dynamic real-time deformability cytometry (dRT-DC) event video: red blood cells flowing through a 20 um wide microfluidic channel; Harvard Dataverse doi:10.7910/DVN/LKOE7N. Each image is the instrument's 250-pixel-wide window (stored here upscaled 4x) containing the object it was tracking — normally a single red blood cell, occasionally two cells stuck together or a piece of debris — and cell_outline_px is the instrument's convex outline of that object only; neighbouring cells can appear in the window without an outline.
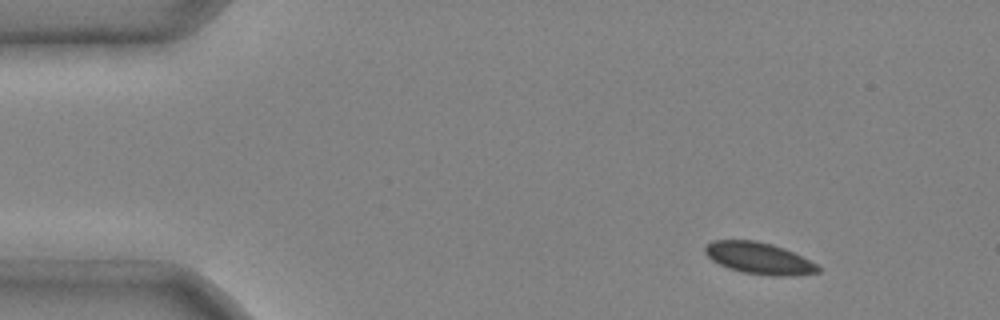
{"species": "common noctule bat (a hibernating species)", "species_latin": "Nyctalus noctula", "temperature_condition": "cold", "stored_images_in_passage": 4, "camera_frame_rate_fps": 3000, "um_per_image_px": 0.085, "animal": {"sex": "male", "body_mass_g": 20.4}, "frame": {"image": 1, "passage_image": 1, "time_ms": 0.0, "image_size_px": [1000, 320], "cell_outline_px": [[820, 272], [792, 276], [772, 276], [744, 272], [728, 268], [712, 260], [704, 252], [704, 248], [712, 240], [756, 240], [772, 244], [784, 248], [816, 264], [820, 268]], "centroid_in_image_um": [64.5, 21.95], "position_along_channel_um": 20.5, "area_um2": 20.69}}
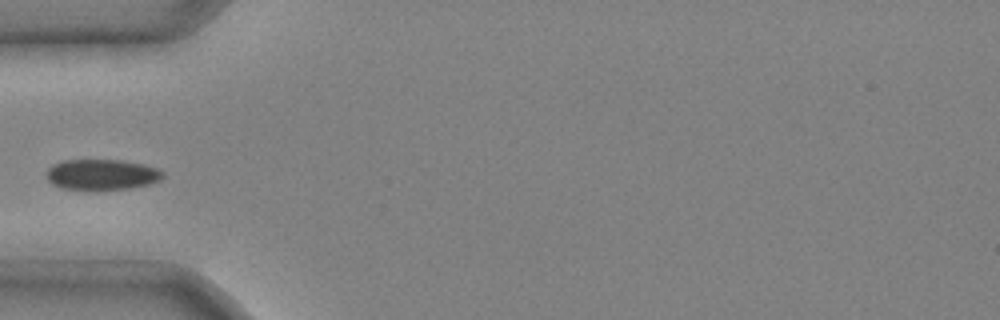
{"frame": {"image": 2, "passage_image": 4, "time_ms": 1.0, "image_size_px": [1000, 320], "cell_outline_px": [[164, 176], [160, 180], [148, 184], [128, 188], [96, 192], [60, 188], [52, 184], [48, 180], [48, 168], [52, 164], [64, 160], [120, 160], [140, 164], [156, 168], [164, 172]], "centroid_in_image_um": [8.62, 14.87], "position_along_channel_um": 76.4, "area_um2": 21.15}}